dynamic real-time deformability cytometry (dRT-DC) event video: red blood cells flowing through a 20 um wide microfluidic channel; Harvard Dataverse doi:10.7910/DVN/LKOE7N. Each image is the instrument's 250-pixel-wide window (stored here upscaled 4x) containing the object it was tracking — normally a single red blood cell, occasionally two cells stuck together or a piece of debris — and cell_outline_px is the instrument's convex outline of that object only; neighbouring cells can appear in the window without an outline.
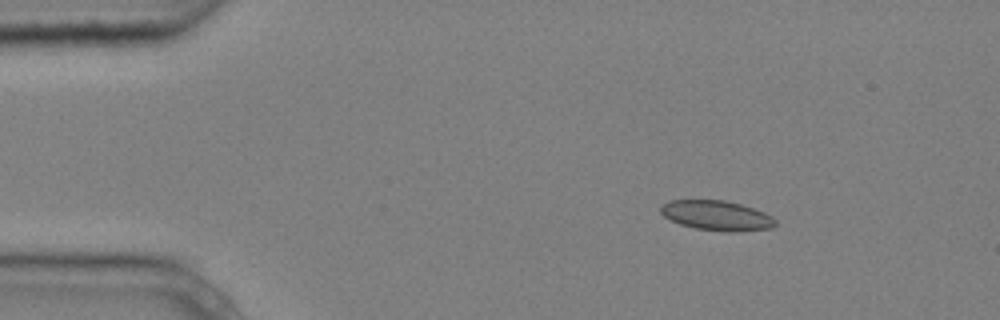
{"species": "common noctule bat (a hibernating species)", "species_latin": "Nyctalus noctula", "temperature_condition": "cold", "stored_images_in_passage": 3, "camera_frame_rate_fps": 3000, "um_per_image_px": 0.085, "animal": {"sex": "male", "body_mass_g": 20.4}, "frame": {"image": 1, "passage_image": 1, "time_ms": 0.0, "image_size_px": [1000, 320], "cell_outline_px": [[776, 224], [772, 228], [736, 232], [724, 232], [696, 228], [680, 224], [664, 216], [660, 212], [660, 204], [668, 200], [724, 200], [740, 204], [764, 212], [772, 216], [776, 220]], "centroid_in_image_um": [60.91, 18.32], "position_along_channel_um": 24.1, "area_um2": 20.06}}